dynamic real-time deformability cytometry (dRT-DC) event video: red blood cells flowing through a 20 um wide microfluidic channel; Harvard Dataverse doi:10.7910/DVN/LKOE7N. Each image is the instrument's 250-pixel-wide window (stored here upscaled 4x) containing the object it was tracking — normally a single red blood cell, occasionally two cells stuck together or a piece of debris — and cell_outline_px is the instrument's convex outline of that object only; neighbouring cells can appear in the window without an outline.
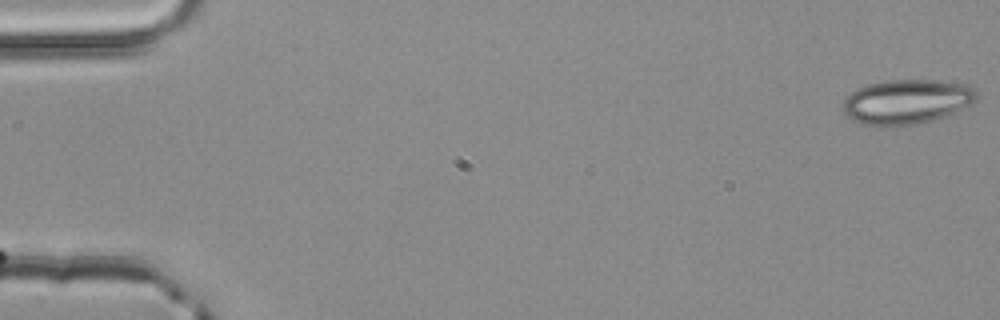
{"species": "common noctule bat (a hibernating species)", "species_latin": "Nyctalus noctula", "temperature_condition": "room temperature", "stored_images_in_passage": 12, "camera_frame_rate_fps": 3000, "um_per_image_px": 0.085, "animal": {"sex": "male", "body_mass_g": 20.4}, "frame": {"image": 1, "passage_image": 1, "time_ms": 0.0, "image_size_px": [1000, 320], "cell_outline_px": [[976, 100], [972, 104], [944, 116], [932, 120], [916, 124], [876, 128], [860, 124], [844, 116], [844, 100], [856, 88], [868, 84], [888, 80], [932, 80], [968, 84], [976, 92]], "centroid_in_image_um": [77.02, 8.67], "position_along_channel_um": 8.0, "area_um2": 35.08}}